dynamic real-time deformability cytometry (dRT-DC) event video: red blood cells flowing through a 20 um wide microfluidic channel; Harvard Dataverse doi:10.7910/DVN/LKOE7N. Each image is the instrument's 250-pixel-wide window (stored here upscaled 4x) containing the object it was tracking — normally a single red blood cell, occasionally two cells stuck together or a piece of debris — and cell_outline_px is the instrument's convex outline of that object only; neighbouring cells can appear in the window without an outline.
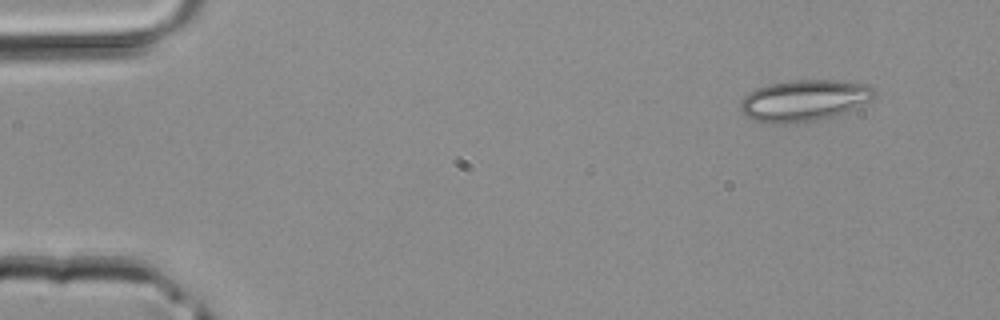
{"species": "common noctule bat (a hibernating species)", "species_latin": "Nyctalus noctula", "temperature_condition": "room temperature", "stored_images_in_passage": 27, "camera_frame_rate_fps": 3000, "um_per_image_px": 0.085, "animal": {"sex": "male", "body_mass_g": 20.4}, "frame": {"image": 1, "passage_image": 1, "time_ms": 0.0, "image_size_px": [1000, 320], "cell_outline_px": [[876, 92], [872, 100], [836, 116], [824, 120], [804, 124], [764, 124], [752, 120], [744, 116], [740, 108], [740, 100], [748, 92], [756, 88], [768, 84], [788, 80], [840, 80], [868, 84]], "centroid_in_image_um": [68.32, 8.57], "position_along_channel_um": 16.7, "area_um2": 33.41}}
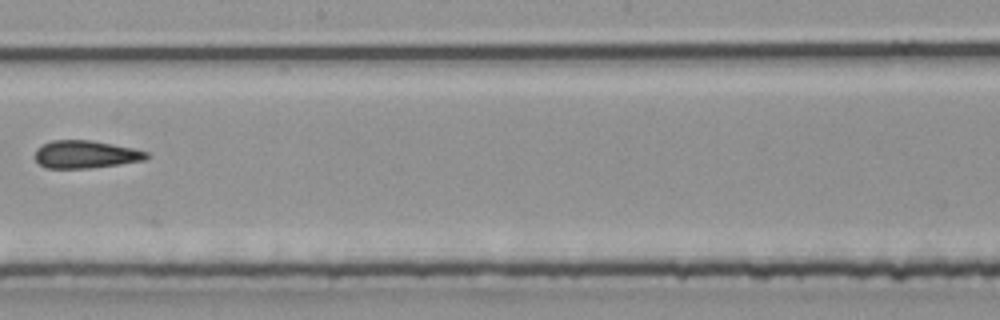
{"frame": {"image": 2, "passage_image": 22, "time_ms": 7.0, "image_size_px": [1000, 320], "cell_outline_px": [[148, 156], [144, 160], [120, 164], [92, 168], [44, 168], [36, 160], [36, 148], [52, 140], [88, 140], [112, 144], [132, 148], [148, 152]], "centroid_in_image_um": [7.26, 13.13], "position_along_channel_um": 240.9, "area_um2": 17.86}}
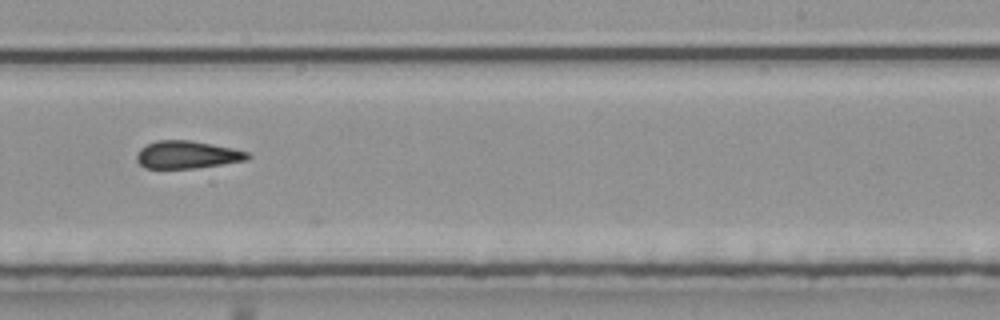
{"frame": {"image": 3, "passage_image": 24, "time_ms": 7.667, "image_size_px": [1000, 320], "cell_outline_px": [[252, 156], [248, 160], [196, 168], [144, 168], [136, 160], [136, 152], [140, 148], [156, 140], [192, 140], [232, 148], [248, 152]], "centroid_in_image_um": [15.9, 13.15], "position_along_channel_um": 273.1, "area_um2": 17.98}}